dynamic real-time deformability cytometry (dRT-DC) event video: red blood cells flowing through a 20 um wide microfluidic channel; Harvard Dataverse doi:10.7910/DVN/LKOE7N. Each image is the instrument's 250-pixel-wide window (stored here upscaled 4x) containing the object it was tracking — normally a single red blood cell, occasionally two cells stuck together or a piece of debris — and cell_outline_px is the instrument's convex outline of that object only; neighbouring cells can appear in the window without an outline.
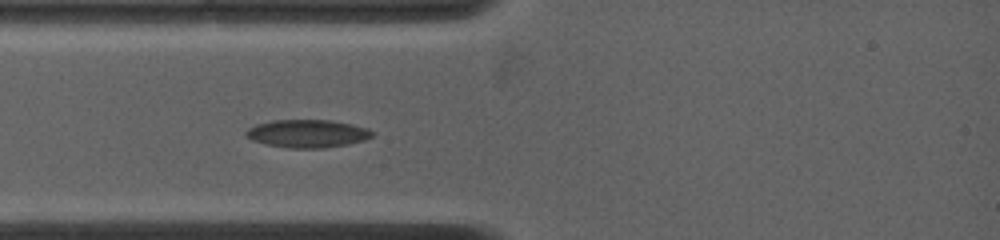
{"species": "common noctule bat (a hibernating species)", "species_latin": "Nyctalus noctula", "temperature_condition": "warm", "stored_images_in_passage": 32, "camera_frame_rate_fps": 4500, "um_per_image_px": 0.085, "animal": {"sex": "female", "body_mass_g": 19.0, "forearm_length_mm": 53.3}, "frame": {"image": 1, "passage_image": 1, "time_ms": 0.0, "image_size_px": [1000, 240], "cell_outline_px": [[376, 132], [372, 136], [364, 140], [348, 144], [324, 148], [288, 148], [264, 144], [252, 140], [244, 136], [244, 132], [248, 128], [256, 124], [272, 120], [332, 120], [352, 124], [368, 128]], "centroid_in_image_um": [26.12, 11.35], "position_along_channel_um": 58.9, "area_um2": 20.81}}
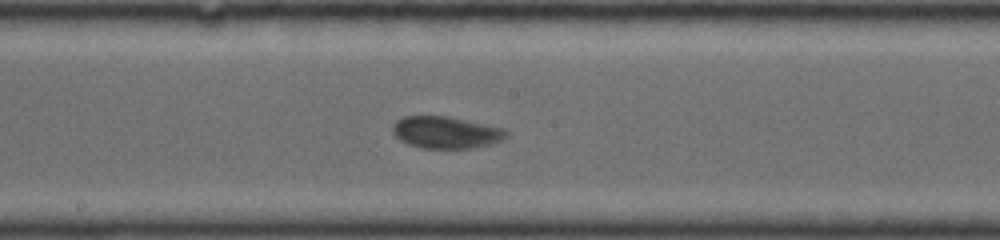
{"frame": {"image": 2, "passage_image": 13, "time_ms": 4.0, "image_size_px": [1000, 240], "cell_outline_px": [[508, 136], [500, 140], [488, 144], [472, 148], [420, 148], [408, 144], [400, 140], [392, 132], [392, 124], [396, 120], [404, 116], [448, 116], [504, 128], [508, 132]], "centroid_in_image_um": [37.87, 11.25], "position_along_channel_um": 210.3, "area_um2": 21.15}}
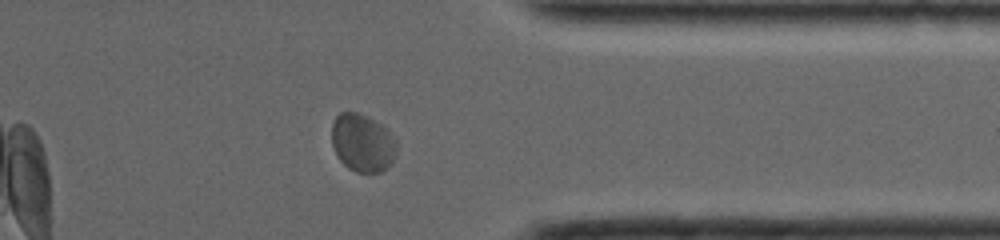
{"frame": {"image": 3, "passage_image": 27, "time_ms": 8.667, "image_size_px": [1000, 240], "cell_outline_px": [[396, 156], [380, 172], [356, 172], [348, 168], [340, 160], [332, 144], [332, 120], [340, 112], [356, 112], [368, 116], [380, 124], [396, 140]], "centroid_in_image_um": [30.79, 12.12], "position_along_channel_um": 380.6, "area_um2": 21.68}}